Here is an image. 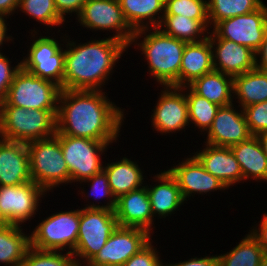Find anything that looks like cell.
<instances>
[{"instance_id":"3","label":"cell","mask_w":267,"mask_h":266,"mask_svg":"<svg viewBox=\"0 0 267 266\" xmlns=\"http://www.w3.org/2000/svg\"><path fill=\"white\" fill-rule=\"evenodd\" d=\"M186 43L154 27L135 31L130 47L134 46L144 56L149 77L160 85L157 88L180 87V65Z\"/></svg>"},{"instance_id":"37","label":"cell","mask_w":267,"mask_h":266,"mask_svg":"<svg viewBox=\"0 0 267 266\" xmlns=\"http://www.w3.org/2000/svg\"><path fill=\"white\" fill-rule=\"evenodd\" d=\"M19 266H77V263L72 253L30 247Z\"/></svg>"},{"instance_id":"30","label":"cell","mask_w":267,"mask_h":266,"mask_svg":"<svg viewBox=\"0 0 267 266\" xmlns=\"http://www.w3.org/2000/svg\"><path fill=\"white\" fill-rule=\"evenodd\" d=\"M229 252L217 255L219 266H259L266 253L258 240L250 233Z\"/></svg>"},{"instance_id":"9","label":"cell","mask_w":267,"mask_h":266,"mask_svg":"<svg viewBox=\"0 0 267 266\" xmlns=\"http://www.w3.org/2000/svg\"><path fill=\"white\" fill-rule=\"evenodd\" d=\"M118 227L115 211L80 208L78 239L73 251L77 266H85Z\"/></svg>"},{"instance_id":"49","label":"cell","mask_w":267,"mask_h":266,"mask_svg":"<svg viewBox=\"0 0 267 266\" xmlns=\"http://www.w3.org/2000/svg\"><path fill=\"white\" fill-rule=\"evenodd\" d=\"M259 266H267V255L262 259Z\"/></svg>"},{"instance_id":"2","label":"cell","mask_w":267,"mask_h":266,"mask_svg":"<svg viewBox=\"0 0 267 266\" xmlns=\"http://www.w3.org/2000/svg\"><path fill=\"white\" fill-rule=\"evenodd\" d=\"M67 34L64 44L65 64L62 90L104 91L115 72V67H118L116 64L120 63L119 60L125 52L128 53L129 47L109 36H104L102 39L101 37L94 39L91 36L90 40L86 38L87 42L82 43L78 39L72 40L71 35Z\"/></svg>"},{"instance_id":"22","label":"cell","mask_w":267,"mask_h":266,"mask_svg":"<svg viewBox=\"0 0 267 266\" xmlns=\"http://www.w3.org/2000/svg\"><path fill=\"white\" fill-rule=\"evenodd\" d=\"M32 181L27 144L0 138V186Z\"/></svg>"},{"instance_id":"20","label":"cell","mask_w":267,"mask_h":266,"mask_svg":"<svg viewBox=\"0 0 267 266\" xmlns=\"http://www.w3.org/2000/svg\"><path fill=\"white\" fill-rule=\"evenodd\" d=\"M114 211L118 226L144 229L154 236L156 220L153 218L146 185L121 195Z\"/></svg>"},{"instance_id":"16","label":"cell","mask_w":267,"mask_h":266,"mask_svg":"<svg viewBox=\"0 0 267 266\" xmlns=\"http://www.w3.org/2000/svg\"><path fill=\"white\" fill-rule=\"evenodd\" d=\"M190 154L182 161L178 160V164L175 163L174 166L167 167L175 177L185 202H188L191 197L194 199L195 194L198 196L206 194L207 196L208 193L209 196L217 190L218 192L229 190L222 181L206 171L192 153Z\"/></svg>"},{"instance_id":"44","label":"cell","mask_w":267,"mask_h":266,"mask_svg":"<svg viewBox=\"0 0 267 266\" xmlns=\"http://www.w3.org/2000/svg\"><path fill=\"white\" fill-rule=\"evenodd\" d=\"M9 19V17L0 14V53H2V49L4 44L7 43H14L15 39L12 34L10 35V33L8 34V30H10V28H8V26H10V24L8 25L9 21L7 20ZM8 21V22H7Z\"/></svg>"},{"instance_id":"19","label":"cell","mask_w":267,"mask_h":266,"mask_svg":"<svg viewBox=\"0 0 267 266\" xmlns=\"http://www.w3.org/2000/svg\"><path fill=\"white\" fill-rule=\"evenodd\" d=\"M151 177L154 179V181L150 179L152 181L151 184L154 185L147 184L146 180L145 185L151 204L153 218L155 217V220L156 217L157 220H165L168 217L169 219L177 211H180L179 209H181V206L185 203L187 204V202H185L182 197L175 177L168 169H164V171L163 169L160 170L155 176L154 174H151Z\"/></svg>"},{"instance_id":"26","label":"cell","mask_w":267,"mask_h":266,"mask_svg":"<svg viewBox=\"0 0 267 266\" xmlns=\"http://www.w3.org/2000/svg\"><path fill=\"white\" fill-rule=\"evenodd\" d=\"M188 87L197 95L219 106L234 102L233 77L217 70L197 78Z\"/></svg>"},{"instance_id":"18","label":"cell","mask_w":267,"mask_h":266,"mask_svg":"<svg viewBox=\"0 0 267 266\" xmlns=\"http://www.w3.org/2000/svg\"><path fill=\"white\" fill-rule=\"evenodd\" d=\"M208 36L213 51L214 70L234 77L256 68V55L252 49L219 38L212 30Z\"/></svg>"},{"instance_id":"38","label":"cell","mask_w":267,"mask_h":266,"mask_svg":"<svg viewBox=\"0 0 267 266\" xmlns=\"http://www.w3.org/2000/svg\"><path fill=\"white\" fill-rule=\"evenodd\" d=\"M243 112L252 135L267 131V100L244 107Z\"/></svg>"},{"instance_id":"41","label":"cell","mask_w":267,"mask_h":266,"mask_svg":"<svg viewBox=\"0 0 267 266\" xmlns=\"http://www.w3.org/2000/svg\"><path fill=\"white\" fill-rule=\"evenodd\" d=\"M86 1L87 0H54L58 14L68 23L70 21L66 20V18L75 15V18H77L80 15ZM68 15L70 16L68 17Z\"/></svg>"},{"instance_id":"45","label":"cell","mask_w":267,"mask_h":266,"mask_svg":"<svg viewBox=\"0 0 267 266\" xmlns=\"http://www.w3.org/2000/svg\"><path fill=\"white\" fill-rule=\"evenodd\" d=\"M256 55V68L262 71H267V33L264 37V40L255 52Z\"/></svg>"},{"instance_id":"33","label":"cell","mask_w":267,"mask_h":266,"mask_svg":"<svg viewBox=\"0 0 267 266\" xmlns=\"http://www.w3.org/2000/svg\"><path fill=\"white\" fill-rule=\"evenodd\" d=\"M18 12L24 13L29 19H34V21H37L41 23V25L46 26L45 34H55V31L58 30L56 33H59L60 31H63L56 29L57 27H60L62 25V28L65 29V21L59 14L55 7L54 0H19V6L17 10ZM31 17V18H30ZM53 26V27H52ZM56 27V28H55ZM53 28L55 31L53 33H49L50 29Z\"/></svg>"},{"instance_id":"14","label":"cell","mask_w":267,"mask_h":266,"mask_svg":"<svg viewBox=\"0 0 267 266\" xmlns=\"http://www.w3.org/2000/svg\"><path fill=\"white\" fill-rule=\"evenodd\" d=\"M152 238V235L144 229L118 226L106 244L85 266H122Z\"/></svg>"},{"instance_id":"46","label":"cell","mask_w":267,"mask_h":266,"mask_svg":"<svg viewBox=\"0 0 267 266\" xmlns=\"http://www.w3.org/2000/svg\"><path fill=\"white\" fill-rule=\"evenodd\" d=\"M19 0H0V14L11 17L17 13ZM11 16V17H10Z\"/></svg>"},{"instance_id":"1","label":"cell","mask_w":267,"mask_h":266,"mask_svg":"<svg viewBox=\"0 0 267 266\" xmlns=\"http://www.w3.org/2000/svg\"><path fill=\"white\" fill-rule=\"evenodd\" d=\"M110 100L107 92L102 90H61L56 133L119 141L126 120L125 108Z\"/></svg>"},{"instance_id":"24","label":"cell","mask_w":267,"mask_h":266,"mask_svg":"<svg viewBox=\"0 0 267 266\" xmlns=\"http://www.w3.org/2000/svg\"><path fill=\"white\" fill-rule=\"evenodd\" d=\"M214 70L209 36L199 42L186 43L180 65V87Z\"/></svg>"},{"instance_id":"11","label":"cell","mask_w":267,"mask_h":266,"mask_svg":"<svg viewBox=\"0 0 267 266\" xmlns=\"http://www.w3.org/2000/svg\"><path fill=\"white\" fill-rule=\"evenodd\" d=\"M76 20L80 26L92 30L91 32L107 31L108 35L112 30L113 34L109 37L125 43L128 47L135 33L125 20L118 0H87Z\"/></svg>"},{"instance_id":"6","label":"cell","mask_w":267,"mask_h":266,"mask_svg":"<svg viewBox=\"0 0 267 266\" xmlns=\"http://www.w3.org/2000/svg\"><path fill=\"white\" fill-rule=\"evenodd\" d=\"M30 175L34 183L49 192L70 184V174L57 135L27 143Z\"/></svg>"},{"instance_id":"23","label":"cell","mask_w":267,"mask_h":266,"mask_svg":"<svg viewBox=\"0 0 267 266\" xmlns=\"http://www.w3.org/2000/svg\"><path fill=\"white\" fill-rule=\"evenodd\" d=\"M110 160L103 166V170L108 176L109 186L118 199L121 195L127 194L145 185V170L139 166L136 160L124 157ZM145 177V178H144Z\"/></svg>"},{"instance_id":"27","label":"cell","mask_w":267,"mask_h":266,"mask_svg":"<svg viewBox=\"0 0 267 266\" xmlns=\"http://www.w3.org/2000/svg\"><path fill=\"white\" fill-rule=\"evenodd\" d=\"M125 20L137 31L158 27L163 14L165 0H118Z\"/></svg>"},{"instance_id":"43","label":"cell","mask_w":267,"mask_h":266,"mask_svg":"<svg viewBox=\"0 0 267 266\" xmlns=\"http://www.w3.org/2000/svg\"><path fill=\"white\" fill-rule=\"evenodd\" d=\"M262 216V219L254 224L255 226L252 225L249 232L258 240L267 255V215L263 214Z\"/></svg>"},{"instance_id":"8","label":"cell","mask_w":267,"mask_h":266,"mask_svg":"<svg viewBox=\"0 0 267 266\" xmlns=\"http://www.w3.org/2000/svg\"><path fill=\"white\" fill-rule=\"evenodd\" d=\"M70 174V185H76L103 170L102 156L117 141H99L56 133Z\"/></svg>"},{"instance_id":"42","label":"cell","mask_w":267,"mask_h":266,"mask_svg":"<svg viewBox=\"0 0 267 266\" xmlns=\"http://www.w3.org/2000/svg\"><path fill=\"white\" fill-rule=\"evenodd\" d=\"M165 262V266H219V261L216 255H205L204 257L195 256L194 258H189L184 261L175 262Z\"/></svg>"},{"instance_id":"4","label":"cell","mask_w":267,"mask_h":266,"mask_svg":"<svg viewBox=\"0 0 267 266\" xmlns=\"http://www.w3.org/2000/svg\"><path fill=\"white\" fill-rule=\"evenodd\" d=\"M58 110H38L1 105L0 138L29 143L53 137Z\"/></svg>"},{"instance_id":"35","label":"cell","mask_w":267,"mask_h":266,"mask_svg":"<svg viewBox=\"0 0 267 266\" xmlns=\"http://www.w3.org/2000/svg\"><path fill=\"white\" fill-rule=\"evenodd\" d=\"M263 0H207L210 30L220 21L258 10Z\"/></svg>"},{"instance_id":"32","label":"cell","mask_w":267,"mask_h":266,"mask_svg":"<svg viewBox=\"0 0 267 266\" xmlns=\"http://www.w3.org/2000/svg\"><path fill=\"white\" fill-rule=\"evenodd\" d=\"M84 185H88L87 187H89V190H84V187H80L83 184ZM80 186L78 187V196L79 194L81 195V197L83 199H85L84 201V206L82 208H100V209H107L110 211H114L117 205V199L114 196L110 186H109V182H108V176L105 173L104 170H102L100 173L94 174L91 178H88L82 182L79 183ZM82 189V190H80ZM81 191V192H80ZM84 195V196H83ZM94 199L93 202H90V199ZM104 199V201L102 200ZM89 200V201H88ZM107 200V201H106ZM86 201L88 202V204L86 203ZM103 201V203L101 202ZM90 202V203H89ZM96 202V203H94ZM98 202V203H97ZM86 203V205H85ZM100 204V205H99Z\"/></svg>"},{"instance_id":"17","label":"cell","mask_w":267,"mask_h":266,"mask_svg":"<svg viewBox=\"0 0 267 266\" xmlns=\"http://www.w3.org/2000/svg\"><path fill=\"white\" fill-rule=\"evenodd\" d=\"M251 136L243 109L232 103L220 106L203 143L231 147L248 140Z\"/></svg>"},{"instance_id":"48","label":"cell","mask_w":267,"mask_h":266,"mask_svg":"<svg viewBox=\"0 0 267 266\" xmlns=\"http://www.w3.org/2000/svg\"><path fill=\"white\" fill-rule=\"evenodd\" d=\"M9 225L8 220L4 217V215L2 214L1 210H0V227H4Z\"/></svg>"},{"instance_id":"39","label":"cell","mask_w":267,"mask_h":266,"mask_svg":"<svg viewBox=\"0 0 267 266\" xmlns=\"http://www.w3.org/2000/svg\"><path fill=\"white\" fill-rule=\"evenodd\" d=\"M151 240L138 253L131 256L122 266H165L160 252Z\"/></svg>"},{"instance_id":"34","label":"cell","mask_w":267,"mask_h":266,"mask_svg":"<svg viewBox=\"0 0 267 266\" xmlns=\"http://www.w3.org/2000/svg\"><path fill=\"white\" fill-rule=\"evenodd\" d=\"M185 91L186 101L188 105L189 123L196 131L199 129L202 136L208 132L212 126L213 120L216 116L219 105L208 101L196 93H194L188 86L181 87ZM203 132V133H202Z\"/></svg>"},{"instance_id":"25","label":"cell","mask_w":267,"mask_h":266,"mask_svg":"<svg viewBox=\"0 0 267 266\" xmlns=\"http://www.w3.org/2000/svg\"><path fill=\"white\" fill-rule=\"evenodd\" d=\"M230 148L239 163L243 183L247 180L267 183V156L256 136L252 135L248 140Z\"/></svg>"},{"instance_id":"31","label":"cell","mask_w":267,"mask_h":266,"mask_svg":"<svg viewBox=\"0 0 267 266\" xmlns=\"http://www.w3.org/2000/svg\"><path fill=\"white\" fill-rule=\"evenodd\" d=\"M163 33L178 40L199 42L208 37L209 31L198 21L184 15H163L157 27Z\"/></svg>"},{"instance_id":"10","label":"cell","mask_w":267,"mask_h":266,"mask_svg":"<svg viewBox=\"0 0 267 266\" xmlns=\"http://www.w3.org/2000/svg\"><path fill=\"white\" fill-rule=\"evenodd\" d=\"M61 87L39 78L22 67L16 72L7 97L1 105H12L27 110H58Z\"/></svg>"},{"instance_id":"5","label":"cell","mask_w":267,"mask_h":266,"mask_svg":"<svg viewBox=\"0 0 267 266\" xmlns=\"http://www.w3.org/2000/svg\"><path fill=\"white\" fill-rule=\"evenodd\" d=\"M29 36L30 42L29 49L26 56L23 57L21 67L36 75L39 78L51 81L61 87L64 78V64H65V41L66 34L60 32L61 37L58 36L42 35L41 31L36 28L30 29ZM40 32V34H38ZM40 35V36H39ZM63 42V43H62Z\"/></svg>"},{"instance_id":"13","label":"cell","mask_w":267,"mask_h":266,"mask_svg":"<svg viewBox=\"0 0 267 266\" xmlns=\"http://www.w3.org/2000/svg\"><path fill=\"white\" fill-rule=\"evenodd\" d=\"M160 90L150 113L152 130L162 136L185 132L190 127L185 91L174 86H162Z\"/></svg>"},{"instance_id":"47","label":"cell","mask_w":267,"mask_h":266,"mask_svg":"<svg viewBox=\"0 0 267 266\" xmlns=\"http://www.w3.org/2000/svg\"><path fill=\"white\" fill-rule=\"evenodd\" d=\"M256 137L258 138V140L262 146L264 154L267 156V131H263V132L257 134Z\"/></svg>"},{"instance_id":"36","label":"cell","mask_w":267,"mask_h":266,"mask_svg":"<svg viewBox=\"0 0 267 266\" xmlns=\"http://www.w3.org/2000/svg\"><path fill=\"white\" fill-rule=\"evenodd\" d=\"M163 15H184V17L198 20L210 31L207 0H165Z\"/></svg>"},{"instance_id":"40","label":"cell","mask_w":267,"mask_h":266,"mask_svg":"<svg viewBox=\"0 0 267 266\" xmlns=\"http://www.w3.org/2000/svg\"><path fill=\"white\" fill-rule=\"evenodd\" d=\"M11 60L12 58L10 59L5 53H0V103L5 101L13 78L21 68V62L14 66L11 65L13 62Z\"/></svg>"},{"instance_id":"15","label":"cell","mask_w":267,"mask_h":266,"mask_svg":"<svg viewBox=\"0 0 267 266\" xmlns=\"http://www.w3.org/2000/svg\"><path fill=\"white\" fill-rule=\"evenodd\" d=\"M219 38L228 39L256 52L267 33V5L258 10L218 22L211 29Z\"/></svg>"},{"instance_id":"28","label":"cell","mask_w":267,"mask_h":266,"mask_svg":"<svg viewBox=\"0 0 267 266\" xmlns=\"http://www.w3.org/2000/svg\"><path fill=\"white\" fill-rule=\"evenodd\" d=\"M234 103L242 109L267 100V71L254 68L233 77ZM237 99V100H236Z\"/></svg>"},{"instance_id":"21","label":"cell","mask_w":267,"mask_h":266,"mask_svg":"<svg viewBox=\"0 0 267 266\" xmlns=\"http://www.w3.org/2000/svg\"><path fill=\"white\" fill-rule=\"evenodd\" d=\"M192 153L204 169L222 181L230 189L234 185L243 183V175L230 147L215 146L208 143L202 145Z\"/></svg>"},{"instance_id":"7","label":"cell","mask_w":267,"mask_h":266,"mask_svg":"<svg viewBox=\"0 0 267 266\" xmlns=\"http://www.w3.org/2000/svg\"><path fill=\"white\" fill-rule=\"evenodd\" d=\"M41 220L33 231L29 230L30 247L73 253L78 239L80 209L56 211Z\"/></svg>"},{"instance_id":"12","label":"cell","mask_w":267,"mask_h":266,"mask_svg":"<svg viewBox=\"0 0 267 266\" xmlns=\"http://www.w3.org/2000/svg\"><path fill=\"white\" fill-rule=\"evenodd\" d=\"M46 195L47 192L33 181L18 186H0V210L9 224L26 226L25 223L31 222L38 213L40 216V204Z\"/></svg>"},{"instance_id":"29","label":"cell","mask_w":267,"mask_h":266,"mask_svg":"<svg viewBox=\"0 0 267 266\" xmlns=\"http://www.w3.org/2000/svg\"><path fill=\"white\" fill-rule=\"evenodd\" d=\"M23 227L9 224L0 227V264L19 266L30 248V233Z\"/></svg>"}]
</instances>
